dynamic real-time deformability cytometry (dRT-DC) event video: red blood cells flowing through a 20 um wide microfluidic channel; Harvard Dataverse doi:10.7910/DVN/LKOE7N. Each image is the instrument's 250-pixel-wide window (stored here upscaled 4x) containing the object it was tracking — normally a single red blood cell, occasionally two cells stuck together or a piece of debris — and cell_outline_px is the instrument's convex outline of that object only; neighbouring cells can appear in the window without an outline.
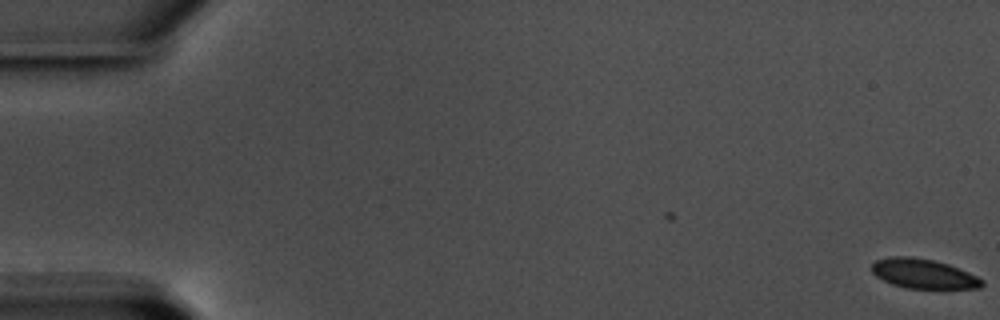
{"species": "common noctule bat (a hibernating species)", "species_latin": "Nyctalus noctula", "temperature_condition": "warm", "stored_images_in_passage": 4, "camera_frame_rate_fps": 3000, "um_per_image_px": 0.085, "animal": {"sex": "male", "body_mass_g": 17.5, "forearm_length_mm": 52.3}, "frame": {"image": 1, "passage_image": 4, "time_ms": 1.0, "image_size_px": [1000, 320], "cell_outline_px": [[984, 284], [980, 288], [908, 288], [892, 284], [876, 276], [872, 272], [872, 264], [876, 260], [892, 256], [912, 256], [932, 260], [948, 264], [968, 272], [984, 280]], "centroid_in_image_um": [78.49, 23.26], "position_along_channel_um": 6.5, "area_um2": 18.84}}